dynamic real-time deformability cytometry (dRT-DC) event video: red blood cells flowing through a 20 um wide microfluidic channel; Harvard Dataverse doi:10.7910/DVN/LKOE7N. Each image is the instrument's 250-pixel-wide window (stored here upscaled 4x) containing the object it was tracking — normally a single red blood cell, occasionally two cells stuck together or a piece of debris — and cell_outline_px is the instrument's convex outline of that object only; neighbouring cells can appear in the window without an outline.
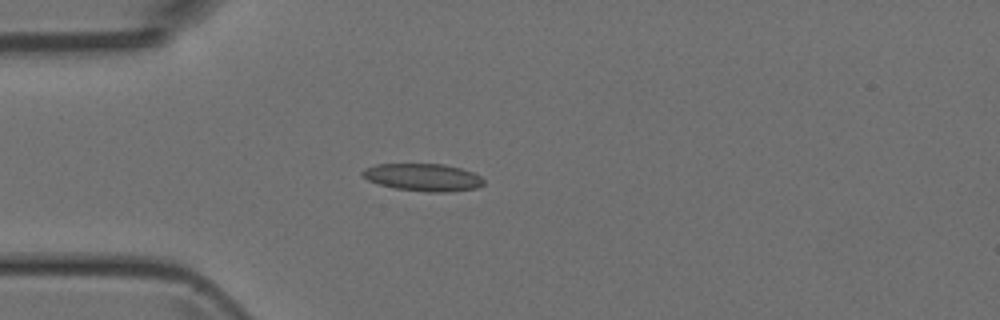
{"species": "Egyptian fruit bat (a non-hibernating species)", "species_latin": "Rousettus aegyptiacus", "temperature_condition": "room temperature", "stored_images_in_passage": 6, "camera_frame_rate_fps": 3000, "um_per_image_px": 0.085, "animal": {"sex": "female"}, "frame": {"image": 1, "passage_image": 4, "time_ms": 3.333, "image_size_px": [1000, 320], "cell_outline_px": [[484, 184], [476, 188], [444, 192], [428, 192], [396, 188], [380, 184], [368, 180], [360, 172], [364, 168], [376, 164], [444, 164], [460, 168], [472, 172], [480, 176], [484, 180]], "centroid_in_image_um": [35.96, 15.06], "position_along_channel_um": 49.0, "area_um2": 19.25}}
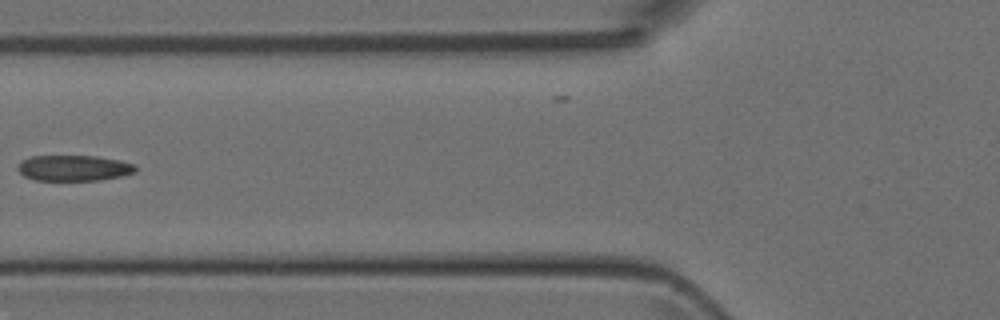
{"frame": {"image": 2, "passage_image": 6, "time_ms": 5.333, "image_size_px": [1000, 320], "cell_outline_px": [[136, 172], [120, 176], [100, 180], [36, 180], [24, 176], [16, 168], [24, 160], [32, 156], [96, 156], [120, 160], [136, 164]], "centroid_in_image_um": [6.31, 14.28], "position_along_channel_um": 119.5, "area_um2": 17.57}}